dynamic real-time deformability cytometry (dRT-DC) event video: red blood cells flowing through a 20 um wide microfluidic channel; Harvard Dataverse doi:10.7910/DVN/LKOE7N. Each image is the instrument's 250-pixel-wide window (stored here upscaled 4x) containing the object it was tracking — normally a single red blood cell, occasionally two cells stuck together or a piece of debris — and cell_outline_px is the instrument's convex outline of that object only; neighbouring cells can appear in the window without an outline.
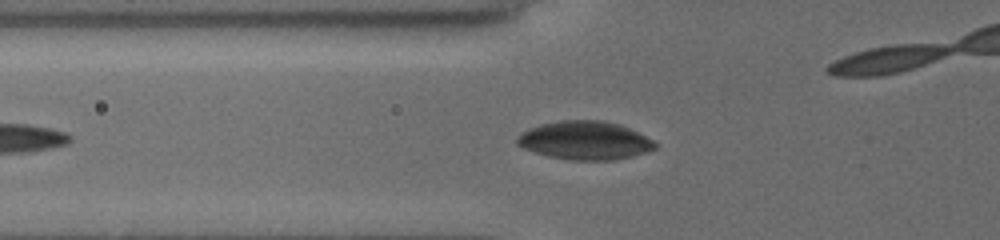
{"species": "common noctule bat (a hibernating species)", "species_latin": "Nyctalus noctula", "temperature_condition": "cold", "stored_images_in_passage": 40, "camera_frame_rate_fps": 3000, "um_per_image_px": 0.085, "animal": {"sex": "female", "body_mass_g": 19.5, "forearm_length_mm": 54.1}, "frame": {"image": 1, "passage_image": 9, "time_ms": 2.667, "image_size_px": [1000, 240], "cell_outline_px": [[656, 148], [648, 152], [632, 156], [612, 160], [568, 160], [548, 156], [532, 152], [516, 144], [516, 140], [528, 128], [540, 124], [560, 120], [600, 120], [620, 124], [652, 140], [656, 144]], "centroid_in_image_um": [49.7, 11.94], "position_along_channel_um": 76.1, "area_um2": 30.81}}
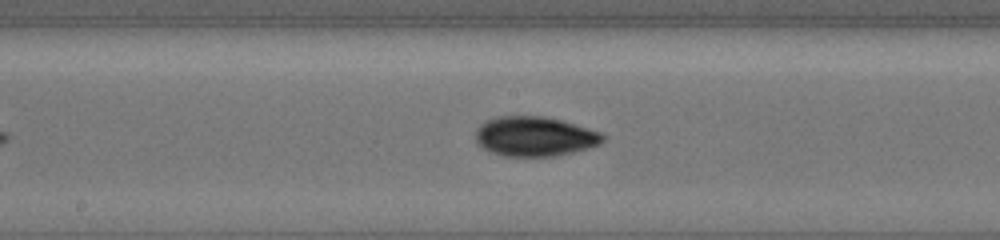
{"frame": {"image": 2, "passage_image": 19, "time_ms": 6.0, "image_size_px": [1000, 240], "cell_outline_px": [[604, 140], [600, 144], [588, 148], [556, 156], [504, 156], [488, 152], [480, 148], [476, 144], [476, 128], [480, 124], [488, 120], [500, 116], [544, 116], [560, 120], [600, 132], [604, 136]], "centroid_in_image_um": [45.39, 11.61], "position_along_channel_um": 202.8, "area_um2": 29.48}}
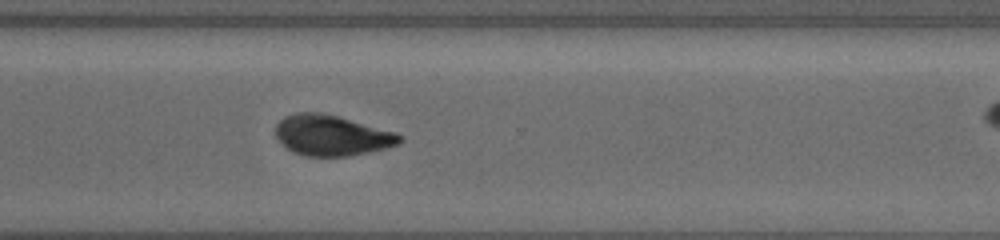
{"frame": {"image": 3, "passage_image": 30, "time_ms": 9.667, "image_size_px": [1000, 240], "cell_outline_px": [[404, 140], [400, 144], [368, 152], [348, 156], [308, 156], [292, 152], [276, 136], [276, 124], [284, 116], [296, 112], [320, 112], [336, 116], [392, 132], [404, 136]], "centroid_in_image_um": [28.18, 11.51], "position_along_channel_um": 342.4, "area_um2": 28.9}}